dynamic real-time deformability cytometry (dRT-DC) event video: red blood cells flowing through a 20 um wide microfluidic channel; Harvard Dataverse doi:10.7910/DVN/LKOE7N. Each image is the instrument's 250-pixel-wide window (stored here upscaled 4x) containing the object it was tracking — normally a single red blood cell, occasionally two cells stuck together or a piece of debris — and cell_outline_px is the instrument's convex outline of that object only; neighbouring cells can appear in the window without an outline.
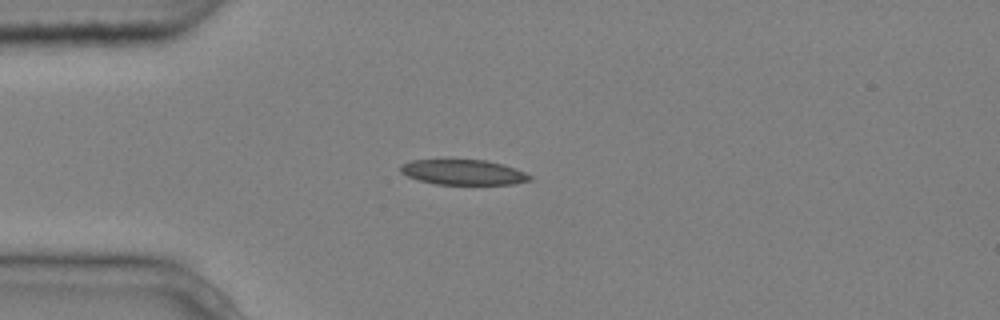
{"species": "common noctule bat (a hibernating species)", "species_latin": "Nyctalus noctula", "temperature_condition": "cold", "stored_images_in_passage": 7, "camera_frame_rate_fps": 3000, "um_per_image_px": 0.085, "animal": {"sex": "male", "body_mass_g": 20.4}, "frame": {"image": 1, "passage_image": 4, "time_ms": 1.0, "image_size_px": [1000, 320], "cell_outline_px": [[532, 180], [512, 184], [436, 184], [420, 180], [408, 176], [400, 172], [400, 164], [412, 160], [488, 160], [524, 172], [532, 176]], "centroid_in_image_um": [39.36, 14.64], "position_along_channel_um": 45.6, "area_um2": 18.73}}
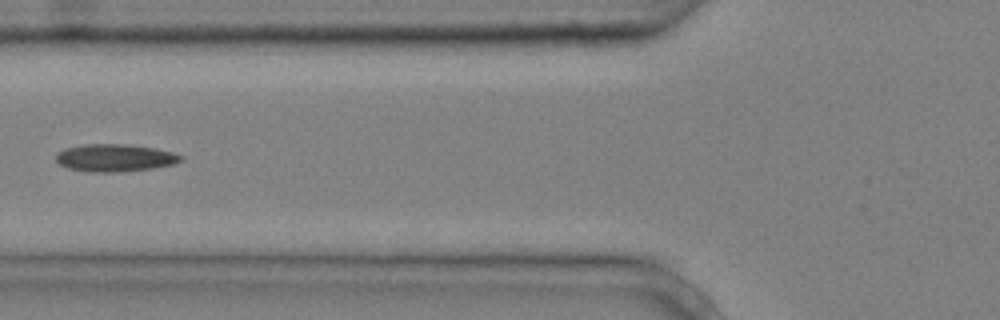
{"frame": {"image": 2, "passage_image": 6, "time_ms": 1.667, "image_size_px": [1000, 320], "cell_outline_px": [[184, 160], [176, 164], [152, 168], [120, 172], [92, 172], [68, 168], [60, 164], [56, 160], [56, 152], [64, 148], [84, 144], [124, 144], [156, 148], [172, 152], [184, 156]], "centroid_in_image_um": [9.79, 13.41], "position_along_channel_um": 116.0, "area_um2": 20.17}}